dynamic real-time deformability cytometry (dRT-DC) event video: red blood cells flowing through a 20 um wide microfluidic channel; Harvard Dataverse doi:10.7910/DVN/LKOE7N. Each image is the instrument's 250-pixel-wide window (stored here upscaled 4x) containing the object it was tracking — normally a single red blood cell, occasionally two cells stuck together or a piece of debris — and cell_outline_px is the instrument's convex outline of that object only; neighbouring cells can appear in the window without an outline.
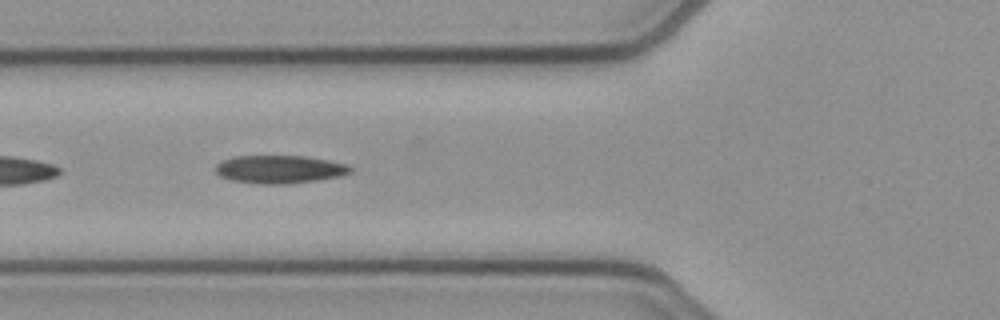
{"species": "common noctule bat (a hibernating species)", "species_latin": "Nyctalus noctula", "temperature_condition": "cold", "stored_images_in_passage": 23, "camera_frame_rate_fps": 3000, "um_per_image_px": 0.085, "animal": {"sex": "female", "body_mass_g": 21.9}, "frame": {"image": 1, "passage_image": 14, "time_ms": 4.333, "image_size_px": [1000, 320], "cell_outline_px": [[352, 172], [340, 176], [316, 180], [288, 184], [260, 184], [228, 180], [220, 176], [216, 172], [216, 164], [220, 160], [232, 156], [308, 156], [348, 164], [352, 168]], "centroid_in_image_um": [23.74, 14.39], "position_along_channel_um": 102.1, "area_um2": 22.31}}
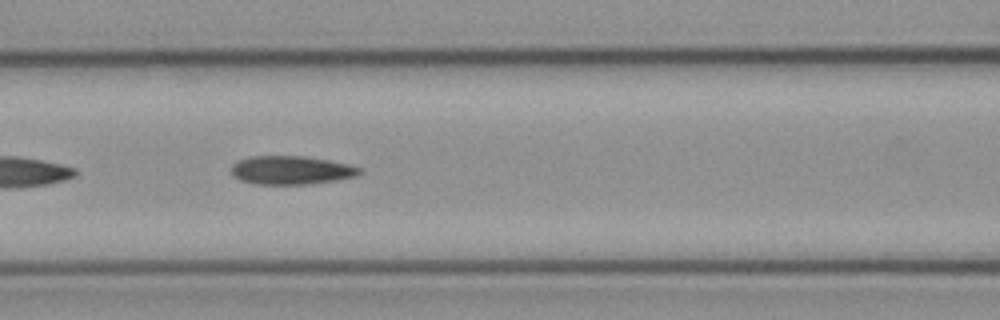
{"frame": {"image": 2, "passage_image": 17, "time_ms": 5.333, "image_size_px": [1000, 320], "cell_outline_px": [[364, 172], [356, 176], [336, 180], [308, 184], [256, 184], [240, 180], [232, 176], [232, 164], [236, 160], [252, 156], [304, 156], [328, 160], [348, 164], [360, 168]], "centroid_in_image_um": [24.73, 14.46], "position_along_channel_um": 141.9, "area_um2": 21.39}}
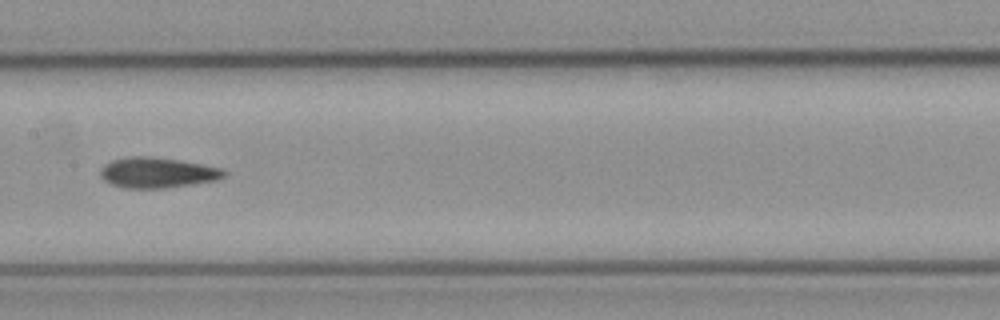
{"frame": {"image": 3, "passage_image": 21, "time_ms": 6.667, "image_size_px": [1000, 320], "cell_outline_px": [[228, 172], [224, 176], [216, 180], [192, 184], [164, 188], [124, 188], [112, 184], [104, 180], [100, 176], [100, 168], [104, 164], [112, 160], [128, 156], [152, 156], [180, 160], [224, 168]], "centroid_in_image_um": [13.37, 14.66], "position_along_channel_um": 194.0, "area_um2": 22.14}}